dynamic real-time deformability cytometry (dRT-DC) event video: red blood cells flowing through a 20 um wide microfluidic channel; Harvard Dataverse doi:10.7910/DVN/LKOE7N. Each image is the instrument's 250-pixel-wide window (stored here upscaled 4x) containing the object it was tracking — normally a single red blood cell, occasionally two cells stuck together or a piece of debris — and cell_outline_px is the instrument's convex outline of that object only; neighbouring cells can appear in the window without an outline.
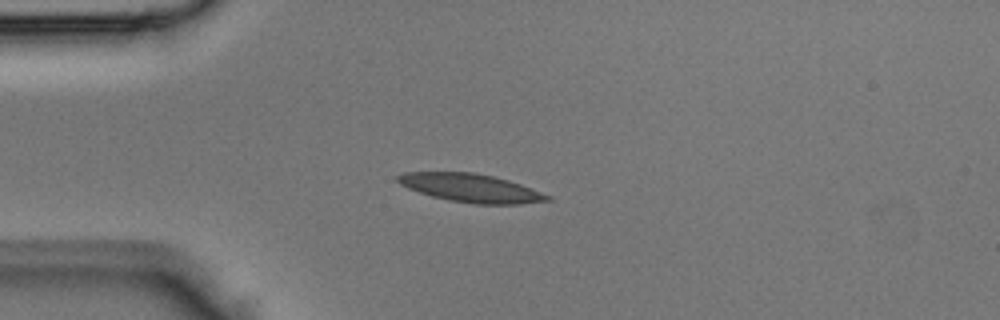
{"species": "Egyptian fruit bat (a non-hibernating species)", "species_latin": "Rousettus aegyptiacus", "temperature_condition": "room temperature", "stored_images_in_passage": 5, "camera_frame_rate_fps": 3000, "um_per_image_px": 0.085, "animal": {"sex": "male"}, "frame": {"image": 1, "passage_image": 4, "time_ms": 1.0, "image_size_px": [1000, 320], "cell_outline_px": [[552, 200], [520, 204], [476, 204], [448, 200], [432, 196], [408, 188], [400, 184], [396, 180], [396, 176], [404, 172], [472, 172], [492, 176], [508, 180], [532, 188], [552, 196]], "centroid_in_image_um": [40.04, 15.98], "position_along_channel_um": 45.0, "area_um2": 24.68}}